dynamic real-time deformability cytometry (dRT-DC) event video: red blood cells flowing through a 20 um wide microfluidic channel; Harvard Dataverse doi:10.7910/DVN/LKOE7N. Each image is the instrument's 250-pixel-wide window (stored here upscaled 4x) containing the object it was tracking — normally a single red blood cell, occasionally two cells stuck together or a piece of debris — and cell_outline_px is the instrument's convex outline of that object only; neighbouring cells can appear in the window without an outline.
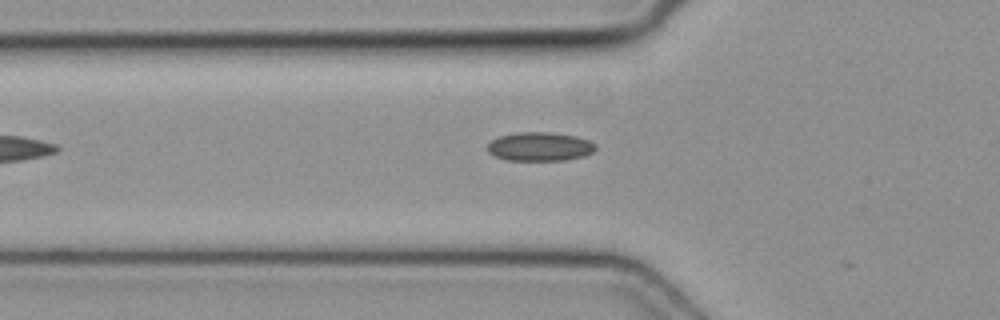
{"species": "common noctule bat (a hibernating species)", "species_latin": "Nyctalus noctula", "temperature_condition": "cold", "stored_images_in_passage": 8, "camera_frame_rate_fps": 3000, "um_per_image_px": 0.085, "animal": {"sex": "female", "body_mass_g": 19.3, "forearm_length_mm": 54.1}, "frame": {"image": 1, "passage_image": 6, "time_ms": 1.667, "image_size_px": [1000, 320], "cell_outline_px": [[596, 148], [592, 152], [584, 156], [564, 160], [508, 160], [496, 156], [488, 152], [488, 144], [492, 140], [500, 136], [520, 132], [548, 132], [576, 136], [588, 140], [596, 144]], "centroid_in_image_um": [45.9, 12.46], "position_along_channel_um": 79.9, "area_um2": 17.98}}